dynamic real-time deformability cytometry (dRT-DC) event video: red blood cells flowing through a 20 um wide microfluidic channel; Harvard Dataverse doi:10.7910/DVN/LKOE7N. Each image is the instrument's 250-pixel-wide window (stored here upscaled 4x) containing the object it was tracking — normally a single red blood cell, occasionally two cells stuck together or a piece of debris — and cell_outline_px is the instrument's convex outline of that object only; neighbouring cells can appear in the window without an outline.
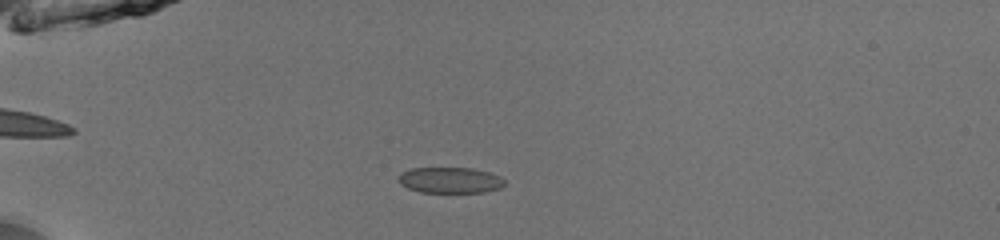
{"species": "common noctule bat (a hibernating species)", "species_latin": "Nyctalus noctula", "temperature_condition": "room temperature", "stored_images_in_passage": 52, "camera_frame_rate_fps": 3000, "um_per_image_px": 0.085, "animal": {"sex": "male", "body_mass_g": 13.0, "forearm_length_mm": 53.1}, "frame": {"image": 1, "passage_image": 16, "time_ms": 5.0, "image_size_px": [1000, 240], "cell_outline_px": [[504, 184], [500, 188], [484, 192], [420, 192], [408, 188], [400, 184], [400, 172], [412, 168], [472, 168], [488, 172], [500, 176], [504, 180]], "centroid_in_image_um": [38.26, 15.31], "position_along_channel_um": 46.7, "area_um2": 15.9}}
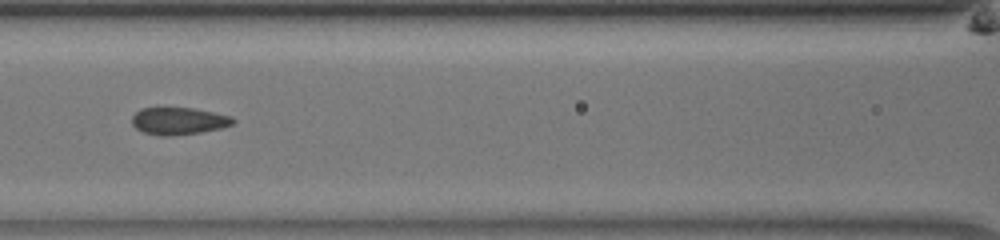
{"frame": {"image": 2, "passage_image": 26, "time_ms": 8.333, "image_size_px": [1000, 240], "cell_outline_px": [[236, 120], [232, 124], [220, 128], [200, 132], [168, 136], [160, 136], [144, 132], [136, 128], [132, 124], [132, 116], [140, 108], [192, 108], [232, 116]], "centroid_in_image_um": [15.17, 10.28], "position_along_channel_um": 151.4, "area_um2": 15.9}}
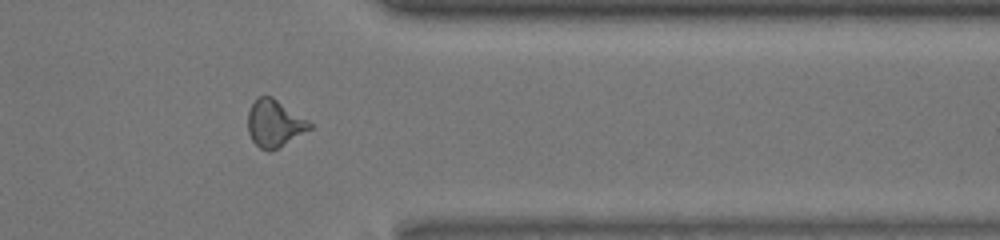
{"frame": {"image": 3, "passage_image": 44, "time_ms": 14.333, "image_size_px": [1000, 240], "cell_outline_px": [[312, 128], [276, 148], [268, 152], [260, 148], [252, 140], [248, 132], [248, 112], [252, 104], [260, 96], [272, 96], [308, 120], [312, 124]], "centroid_in_image_um": [23.32, 10.48], "position_along_channel_um": 388.1, "area_um2": 16.65}, "authors_computed_cell_mechanics": {"area_um2": 16.6175, "velocity_mm_per_s": 4.0094, "shape_relaxation_time_tau1_ms": 4.9939, "shape_relaxation_time_tau2_ms": 1.6966, "deformation_change_tau1": 0.1296, "deformation_change_tau2": 0.0571}}